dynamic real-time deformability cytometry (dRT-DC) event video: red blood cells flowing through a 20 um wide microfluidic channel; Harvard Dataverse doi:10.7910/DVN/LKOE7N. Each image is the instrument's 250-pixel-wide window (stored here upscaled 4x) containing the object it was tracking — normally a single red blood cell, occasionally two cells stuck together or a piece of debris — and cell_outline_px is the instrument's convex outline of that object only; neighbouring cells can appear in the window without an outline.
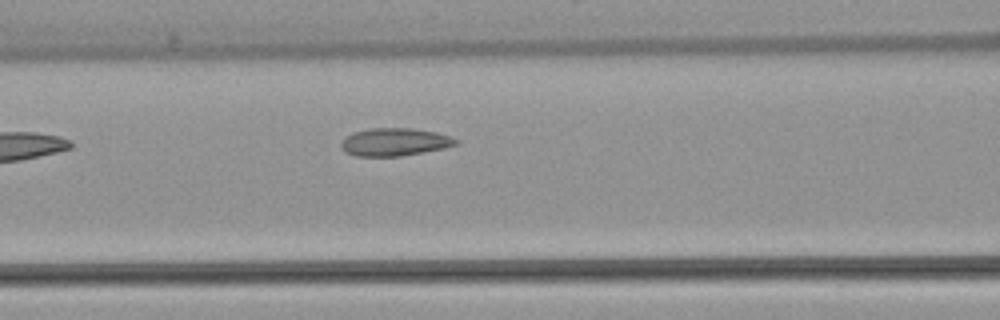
{"species": "common noctule bat (a hibernating species)", "species_latin": "Nyctalus noctula", "temperature_condition": "warm", "stored_images_in_passage": 4, "camera_frame_rate_fps": 3000, "um_per_image_px": 0.085, "animal": {"sex": "female", "body_mass_g": 22.7, "forearm_length_mm": 54.2}, "frame": {"image": 1, "passage_image": 4, "time_ms": 4.0, "image_size_px": [1000, 320], "cell_outline_px": [[460, 144], [444, 148], [400, 156], [356, 156], [344, 152], [340, 148], [340, 144], [352, 132], [368, 128], [412, 128], [436, 132], [460, 140]], "centroid_in_image_um": [33.54, 12.07], "position_along_channel_um": 133.1, "area_um2": 18.67}}